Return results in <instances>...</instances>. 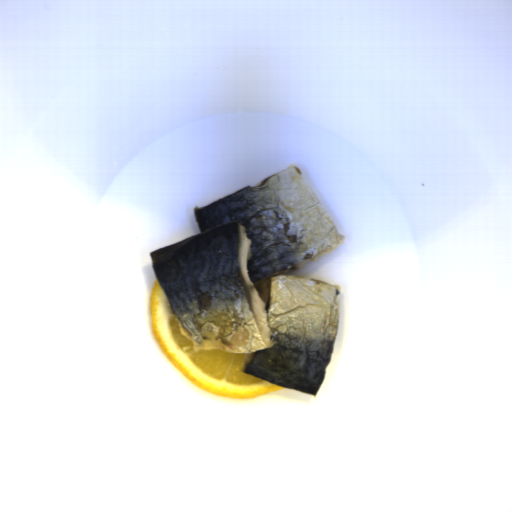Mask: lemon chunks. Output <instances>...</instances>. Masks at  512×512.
I'll return each mask as SVG.
<instances>
[{"label":"lemon chunks","mask_w":512,"mask_h":512,"mask_svg":"<svg viewBox=\"0 0 512 512\" xmlns=\"http://www.w3.org/2000/svg\"><path fill=\"white\" fill-rule=\"evenodd\" d=\"M149 315L154 337L168 361L195 386L231 399H251L284 388L246 374L242 360L247 354L226 353L221 349L196 351L182 333L178 317L157 278L149 298Z\"/></svg>","instance_id":"lemon-chunks-1"}]
</instances>
